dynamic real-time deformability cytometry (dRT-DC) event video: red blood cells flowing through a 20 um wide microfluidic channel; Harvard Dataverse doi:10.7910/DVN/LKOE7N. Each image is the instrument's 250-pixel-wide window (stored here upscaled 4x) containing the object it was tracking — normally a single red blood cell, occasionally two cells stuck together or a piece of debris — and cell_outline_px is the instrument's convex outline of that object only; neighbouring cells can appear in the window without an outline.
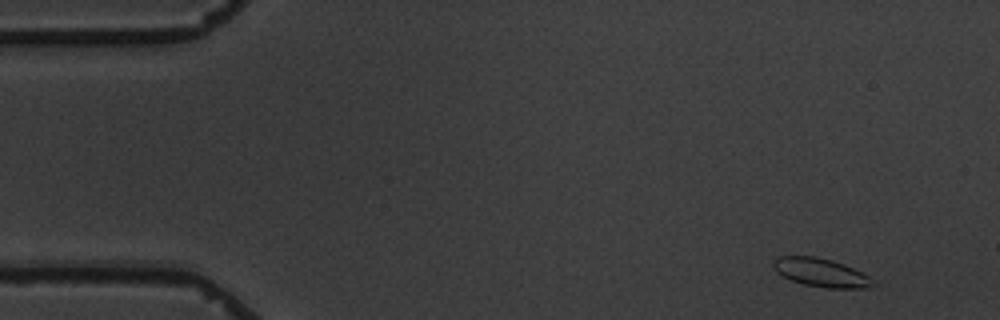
{"species": "common noctule bat (a hibernating species)", "species_latin": "Nyctalus noctula", "temperature_condition": "warm", "stored_images_in_passage": 5, "camera_frame_rate_fps": 3000, "um_per_image_px": 0.085, "animal": {"sex": "male", "body_mass_g": 19.5, "forearm_length_mm": 54.6}, "frame": {"image": 1, "passage_image": 1, "time_ms": 0.0, "image_size_px": [1000, 320], "cell_outline_px": [[876, 284], [872, 288], [828, 288], [804, 284], [792, 280], [776, 272], [772, 268], [772, 260], [776, 256], [816, 256], [832, 260], [844, 264], [876, 280]], "centroid_in_image_um": [69.78, 23.16], "position_along_channel_um": 15.2, "area_um2": 16.7}}
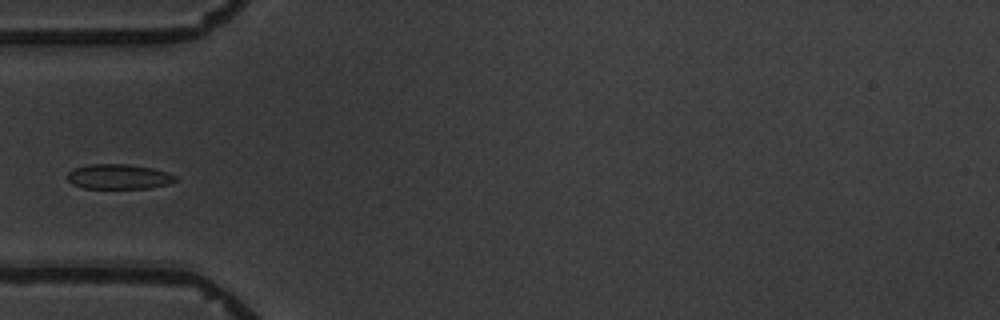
{"frame": {"image": 2, "passage_image": 5, "time_ms": 4.667, "image_size_px": [1000, 320], "cell_outline_px": [[176, 180], [168, 184], [152, 188], [84, 188], [72, 184], [68, 180], [68, 172], [76, 168], [88, 164], [128, 164], [152, 168], [168, 172], [176, 176]], "centroid_in_image_um": [10.11, 15.01], "position_along_channel_um": 74.9, "area_um2": 15.66}}